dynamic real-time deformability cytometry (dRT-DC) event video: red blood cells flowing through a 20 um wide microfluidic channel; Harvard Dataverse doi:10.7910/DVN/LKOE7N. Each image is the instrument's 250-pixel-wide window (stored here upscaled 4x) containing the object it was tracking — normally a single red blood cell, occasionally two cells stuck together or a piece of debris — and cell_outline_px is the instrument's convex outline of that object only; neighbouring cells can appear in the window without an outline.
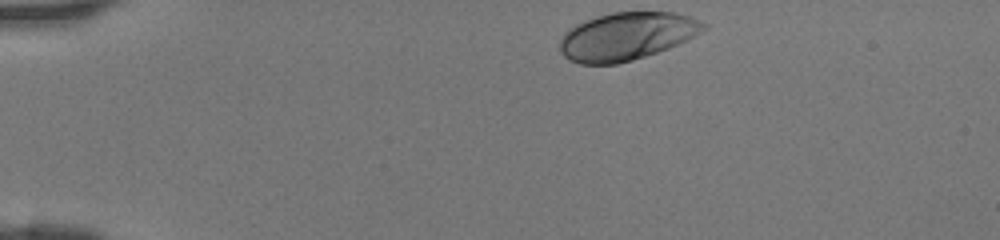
{"species": "human", "species_latin": "Homo sapiens", "temperature_condition": "room temperature", "stored_images_in_passage": 32, "camera_frame_rate_fps": 3000, "um_per_image_px": 0.085, "donor": {"sex": "female"}, "frame": {"image": 1, "passage_image": 1, "time_ms": 0.0, "image_size_px": [1000, 240], "cell_outline_px": [[708, 28], [668, 48], [632, 60], [616, 64], [580, 64], [568, 60], [560, 52], [560, 40], [564, 32], [568, 28], [584, 20], [596, 16], [612, 12], [672, 12], [692, 16], [708, 24]], "centroid_in_image_um": [53.23, 3.07], "position_along_channel_um": 31.8, "area_um2": 40.06}}
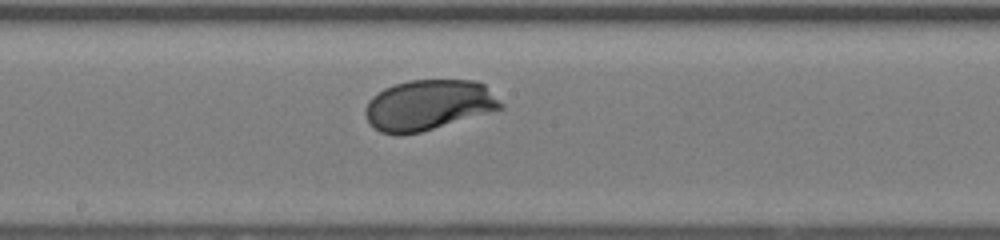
{"frame": {"image": 2, "passage_image": 18, "time_ms": 5.667, "image_size_px": [1000, 240], "cell_outline_px": [[504, 108], [420, 132], [400, 136], [396, 136], [380, 132], [368, 124], [364, 112], [364, 108], [368, 100], [372, 96], [384, 88], [408, 80], [472, 80], [484, 84], [504, 104]], "centroid_in_image_um": [36.37, 8.94], "position_along_channel_um": 211.8, "area_um2": 40.06}}
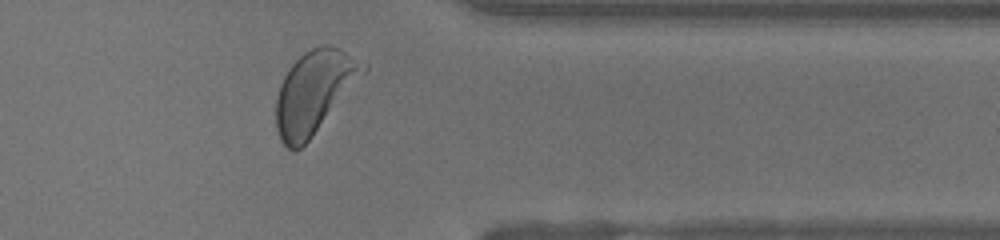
{"frame": {"image": 3, "passage_image": 30, "time_ms": 9.667, "image_size_px": [1000, 240], "cell_outline_px": [[368, 68], [308, 140], [300, 148], [288, 148], [280, 140], [276, 128], [276, 100], [280, 84], [288, 68], [304, 52], [312, 48], [324, 44], [328, 44], [368, 64]], "centroid_in_image_um": [26.67, 7.79], "position_along_channel_um": 384.7, "area_um2": 40.69}}